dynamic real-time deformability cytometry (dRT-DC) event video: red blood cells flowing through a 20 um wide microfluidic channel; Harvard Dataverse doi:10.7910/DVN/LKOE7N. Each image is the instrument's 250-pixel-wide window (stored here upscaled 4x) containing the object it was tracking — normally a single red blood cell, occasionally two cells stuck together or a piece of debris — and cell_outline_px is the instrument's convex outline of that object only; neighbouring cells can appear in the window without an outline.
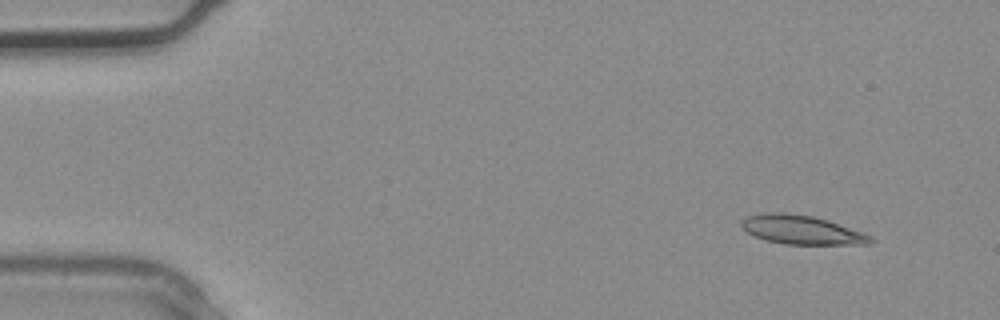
{"species": "common noctule bat (a hibernating species)", "species_latin": "Nyctalus noctula", "temperature_condition": "warm", "stored_images_in_passage": 2, "camera_frame_rate_fps": 3000, "um_per_image_px": 0.085, "animal": {"sex": "male", "body_mass_g": 20.4}, "frame": {"image": 1, "passage_image": 1, "time_ms": 0.0, "image_size_px": [1000, 320], "cell_outline_px": [[876, 240], [868, 244], [784, 244], [768, 240], [756, 236], [740, 228], [740, 220], [744, 216], [764, 212], [784, 212], [812, 216], [828, 220], [864, 232], [872, 236]], "centroid_in_image_um": [68.13, 19.52], "position_along_channel_um": 16.9, "area_um2": 21.96}}
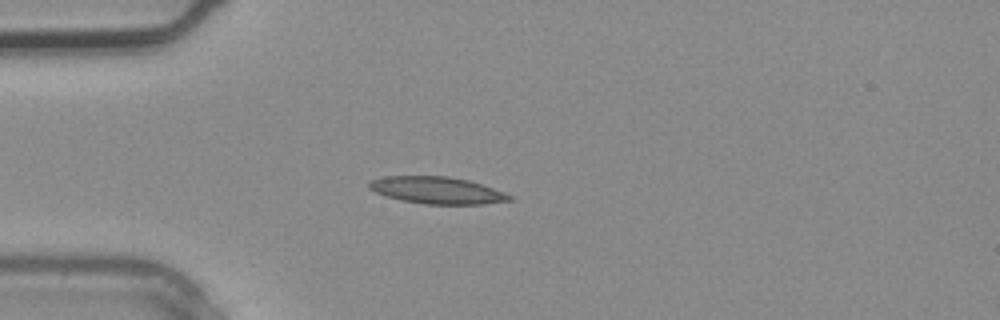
{"frame": {"image": 2, "passage_image": 2, "time_ms": 0.333, "image_size_px": [1000, 320], "cell_outline_px": [[512, 200], [484, 204], [424, 204], [400, 200], [384, 196], [368, 188], [368, 180], [384, 176], [448, 176], [468, 180], [504, 192], [512, 196]], "centroid_in_image_um": [37.09, 16.17], "position_along_channel_um": 47.9, "area_um2": 22.14}}